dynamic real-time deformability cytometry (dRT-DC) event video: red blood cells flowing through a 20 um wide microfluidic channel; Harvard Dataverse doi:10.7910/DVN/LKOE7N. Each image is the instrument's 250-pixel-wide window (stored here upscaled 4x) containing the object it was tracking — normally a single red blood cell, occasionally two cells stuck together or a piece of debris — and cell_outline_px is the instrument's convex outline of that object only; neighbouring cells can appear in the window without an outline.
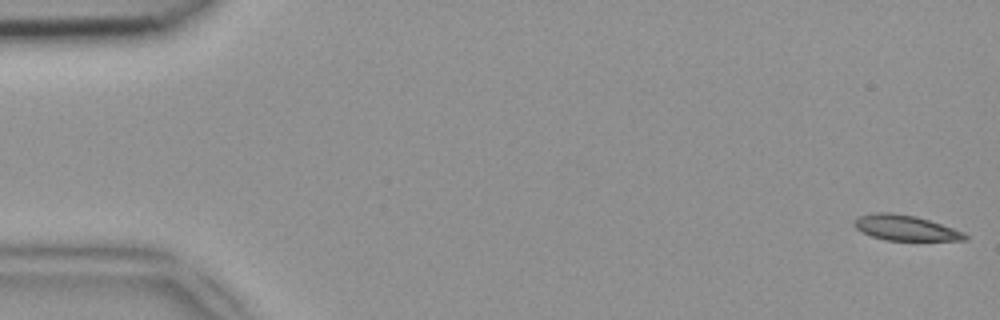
{"species": "common noctule bat (a hibernating species)", "species_latin": "Nyctalus noctula", "temperature_condition": "room temperature", "stored_images_in_passage": 49, "camera_frame_rate_fps": 3000, "um_per_image_px": 0.085, "animal": {"sex": "female", "body_mass_g": 18.4}, "frame": {"image": 1, "passage_image": 1, "time_ms": 0.0, "image_size_px": [1000, 320], "cell_outline_px": [[968, 240], [884, 240], [860, 232], [852, 224], [852, 220], [860, 216], [876, 212], [892, 212], [916, 216], [964, 232], [968, 236]], "centroid_in_image_um": [76.9, 19.36], "position_along_channel_um": 8.1, "area_um2": 16.36}}
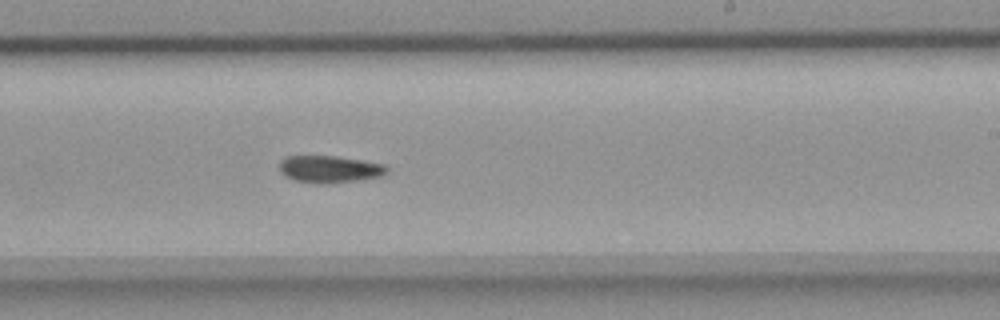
{"frame": {"image": 2, "passage_image": 30, "time_ms": 9.667, "image_size_px": [1000, 320], "cell_outline_px": [[388, 172], [384, 176], [328, 184], [324, 184], [292, 180], [284, 176], [280, 172], [280, 160], [284, 156], [336, 156], [388, 164]], "centroid_in_image_um": [28.04, 14.37], "position_along_channel_um": 261.0, "area_um2": 17.28}}
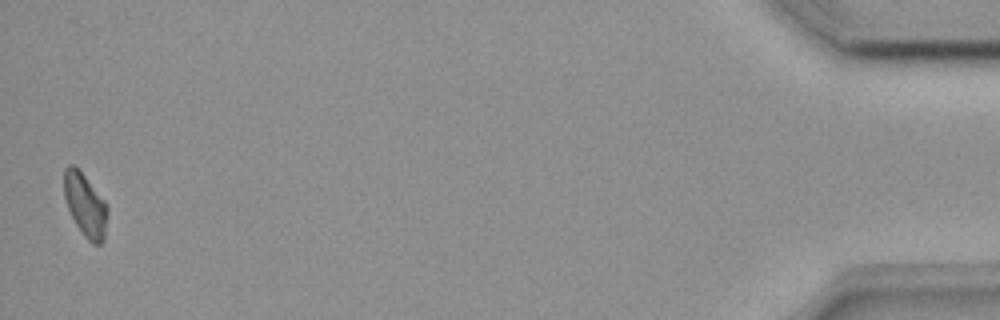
{"frame": {"image": 3, "passage_image": 49, "time_ms": 16.0, "image_size_px": [1000, 320], "cell_outline_px": [[108, 212], [104, 240], [100, 244], [92, 244], [84, 236], [76, 224], [68, 208], [64, 196], [64, 168], [68, 164], [72, 164], [84, 176], [104, 200]], "centroid_in_image_um": [7.24, 17.45], "position_along_channel_um": 428.0, "area_um2": 15.72}}